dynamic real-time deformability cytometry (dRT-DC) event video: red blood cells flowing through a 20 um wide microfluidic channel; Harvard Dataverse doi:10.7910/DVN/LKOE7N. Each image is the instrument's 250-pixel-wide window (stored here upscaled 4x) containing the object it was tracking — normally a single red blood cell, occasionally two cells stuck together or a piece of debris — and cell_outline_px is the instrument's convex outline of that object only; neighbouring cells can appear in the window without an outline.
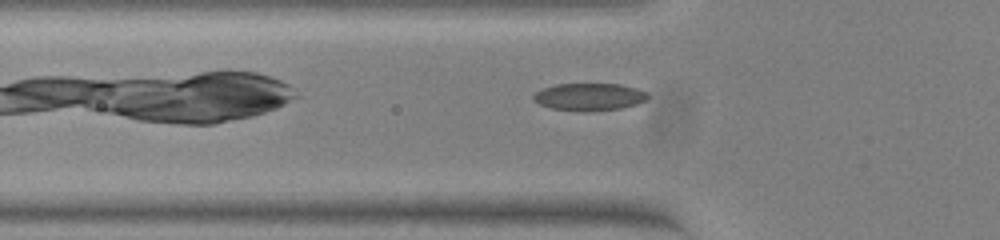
{"species": "common noctule bat (a hibernating species)", "species_latin": "Nyctalus noctula", "temperature_condition": "warm", "stored_images_in_passage": 34, "camera_frame_rate_fps": 3000, "um_per_image_px": 0.085, "animal": {"sex": "female", "body_mass_g": 23.0, "forearm_length_mm": 53.4}, "frame": {"image": 1, "passage_image": 4, "time_ms": 1.0, "image_size_px": [1000, 240], "cell_outline_px": [[648, 96], [644, 100], [636, 104], [620, 108], [552, 108], [540, 104], [532, 100], [532, 96], [536, 92], [544, 88], [556, 84], [620, 84], [636, 88], [648, 92]], "centroid_in_image_um": [50.09, 8.17], "position_along_channel_um": 75.7, "area_um2": 17.17}}
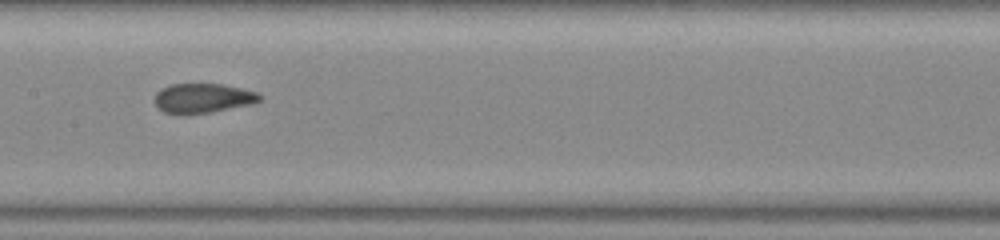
{"frame": {"image": 2, "passage_image": 13, "time_ms": 4.0, "image_size_px": [1000, 240], "cell_outline_px": [[260, 100], [252, 104], [208, 112], [164, 112], [156, 104], [156, 92], [160, 88], [172, 84], [224, 84], [256, 92], [260, 96]], "centroid_in_image_um": [17.26, 8.31], "position_along_channel_um": 190.1, "area_um2": 17.4}}
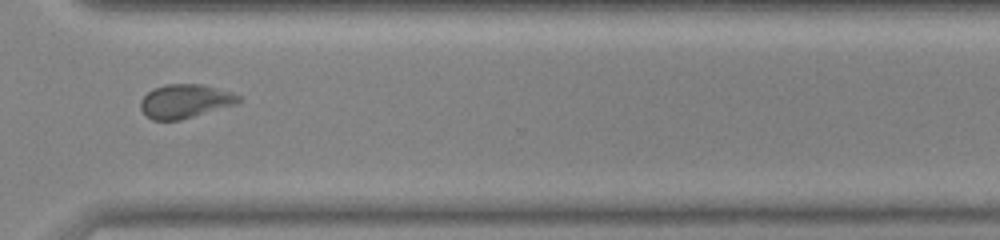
{"frame": {"image": 3, "passage_image": 26, "time_ms": 8.333, "image_size_px": [1000, 240], "cell_outline_px": [[240, 100], [236, 104], [180, 120], [152, 120], [140, 108], [140, 100], [148, 92], [156, 88], [168, 84], [200, 84], [232, 92], [240, 96]], "centroid_in_image_um": [15.73, 8.6], "position_along_channel_um": 354.9, "area_um2": 19.02}}